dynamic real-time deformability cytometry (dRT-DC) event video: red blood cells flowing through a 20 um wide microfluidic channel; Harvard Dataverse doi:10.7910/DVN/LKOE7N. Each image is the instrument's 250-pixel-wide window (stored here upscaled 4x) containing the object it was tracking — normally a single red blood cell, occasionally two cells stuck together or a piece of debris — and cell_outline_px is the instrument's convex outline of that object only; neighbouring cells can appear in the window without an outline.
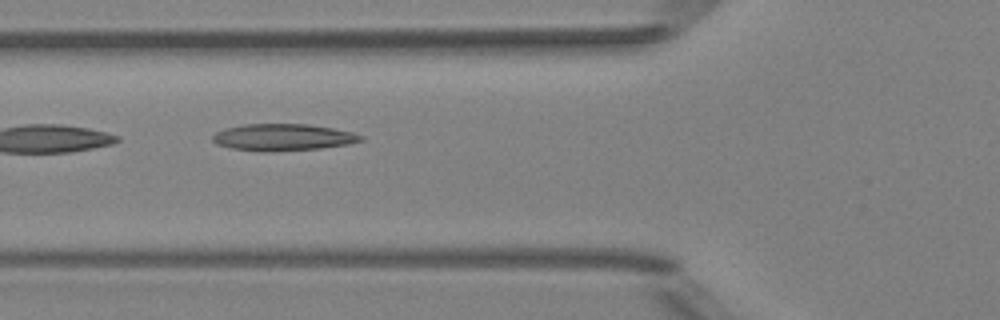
{"species": "Egyptian fruit bat (a non-hibernating species)", "species_latin": "Rousettus aegyptiacus", "temperature_condition": "room temperature", "stored_images_in_passage": 7, "camera_frame_rate_fps": 3000, "um_per_image_px": 0.085, "animal": {"sex": "female"}, "frame": {"image": 1, "passage_image": 6, "time_ms": 1.667, "image_size_px": [1000, 320], "cell_outline_px": [[364, 140], [348, 144], [320, 148], [232, 148], [216, 144], [212, 140], [212, 136], [216, 132], [224, 128], [244, 124], [308, 124], [332, 128], [352, 132], [364, 136]], "centroid_in_image_um": [24.09, 11.6], "position_along_channel_um": 101.7, "area_um2": 21.85}}
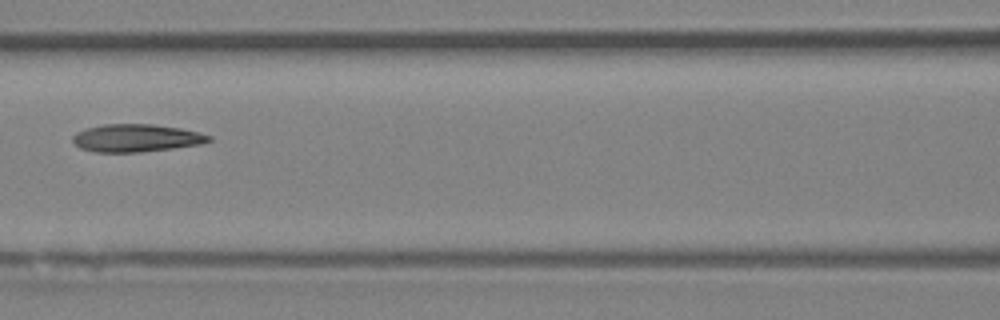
{"frame": {"image": 2, "passage_image": 7, "time_ms": 2.0, "image_size_px": [1000, 320], "cell_outline_px": [[212, 140], [200, 144], [172, 148], [140, 152], [96, 152], [80, 148], [72, 140], [72, 136], [76, 132], [88, 128], [104, 124], [152, 124], [180, 128], [200, 132], [212, 136]], "centroid_in_image_um": [11.59, 11.73], "position_along_channel_um": 155.0, "area_um2": 21.91}}